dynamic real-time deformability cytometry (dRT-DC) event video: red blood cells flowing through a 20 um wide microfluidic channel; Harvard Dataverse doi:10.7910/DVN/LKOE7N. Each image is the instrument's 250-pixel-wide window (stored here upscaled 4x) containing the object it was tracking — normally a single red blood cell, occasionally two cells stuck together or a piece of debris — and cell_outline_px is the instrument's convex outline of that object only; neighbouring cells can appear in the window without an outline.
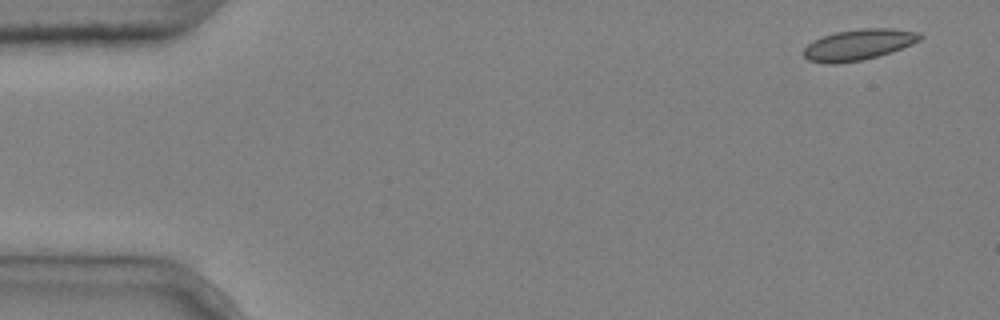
{"species": "common noctule bat (a hibernating species)", "species_latin": "Nyctalus noctula", "temperature_condition": "cold", "stored_images_in_passage": 5, "segment_of_instrument_passage": [1, 2], "camera_frame_rate_fps": 3000, "um_per_image_px": 0.085, "animal": {"sex": "male", "body_mass_g": 20.4}, "frame": {"image": 1, "passage_image": 1, "time_ms": 0.0, "image_size_px": [1000, 320], "cell_outline_px": [[924, 36], [920, 40], [892, 52], [860, 60], [836, 64], [824, 64], [808, 60], [804, 56], [804, 48], [808, 44], [824, 36], [836, 32], [860, 28], [892, 28], [916, 32]], "centroid_in_image_um": [72.97, 3.8], "position_along_channel_um": 12.0, "area_um2": 20.75}}
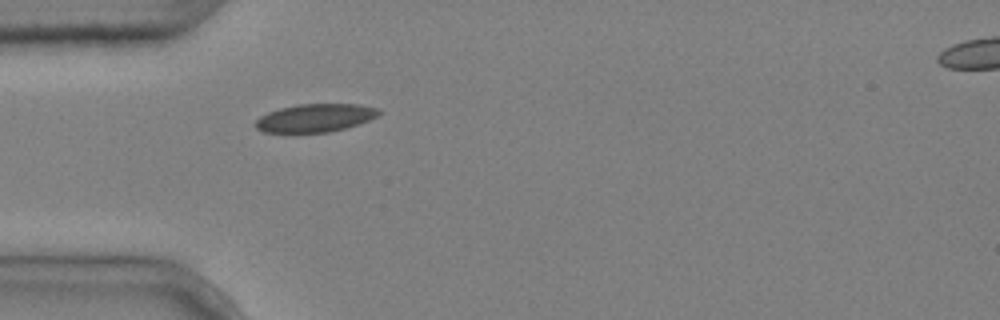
{"frame": {"image": 2, "passage_image": 4, "time_ms": 1.0, "image_size_px": [1000, 320], "cell_outline_px": [[380, 112], [376, 116], [368, 120], [344, 128], [328, 132], [264, 132], [256, 128], [252, 124], [260, 116], [268, 112], [280, 108], [296, 104], [360, 104], [380, 108]], "centroid_in_image_um": [26.75, 10.01], "position_along_channel_um": 58.2, "area_um2": 20.11}}